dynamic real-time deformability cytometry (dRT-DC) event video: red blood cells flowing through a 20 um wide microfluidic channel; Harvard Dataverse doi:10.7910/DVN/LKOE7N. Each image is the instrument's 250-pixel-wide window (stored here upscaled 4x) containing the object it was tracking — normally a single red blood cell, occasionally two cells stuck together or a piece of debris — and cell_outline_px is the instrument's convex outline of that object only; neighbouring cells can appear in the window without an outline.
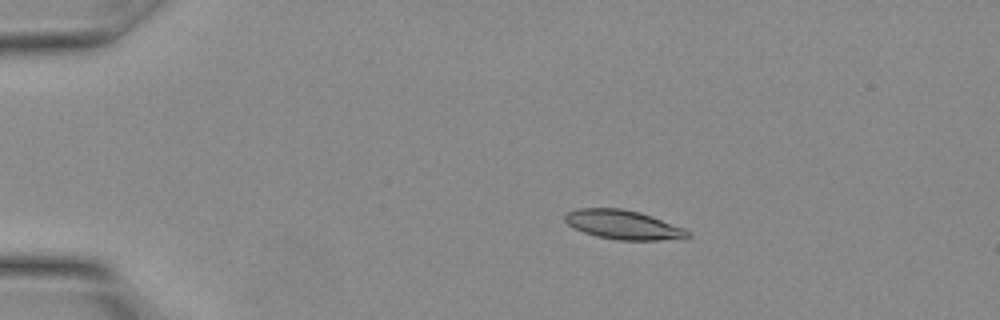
{"species": "Egyptian fruit bat (a non-hibernating species)", "species_latin": "Rousettus aegyptiacus", "temperature_condition": "warm", "stored_images_in_passage": 16, "camera_frame_rate_fps": 3000, "um_per_image_px": 0.085, "animal": {"sex": "female"}, "frame": {"image": 1, "passage_image": 7, "time_ms": 2.0, "image_size_px": [1000, 320], "cell_outline_px": [[692, 236], [684, 240], [616, 240], [596, 236], [584, 232], [568, 224], [564, 220], [564, 212], [576, 208], [620, 208], [640, 212], [652, 216], [684, 228]], "centroid_in_image_um": [53.0, 19.11], "position_along_channel_um": 32.0, "area_um2": 21.15}}
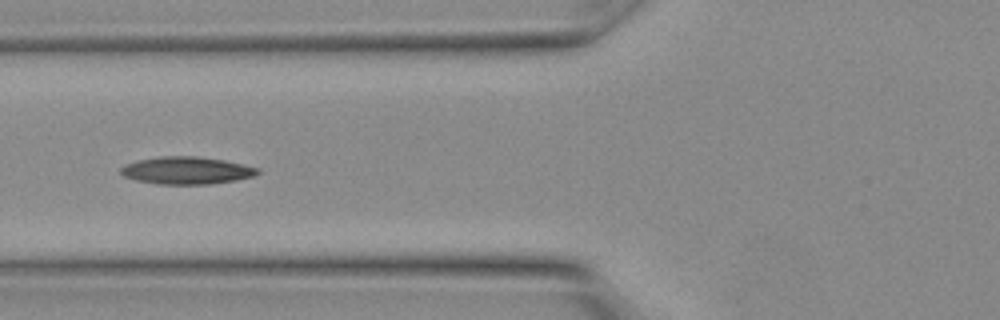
{"frame": {"image": 2, "passage_image": 13, "time_ms": 4.0, "image_size_px": [1000, 320], "cell_outline_px": [[260, 172], [252, 176], [236, 180], [208, 184], [156, 184], [136, 180], [124, 176], [120, 172], [120, 168], [124, 164], [136, 160], [160, 156], [196, 156], [224, 160], [244, 164], [260, 168]], "centroid_in_image_um": [15.84, 14.48], "position_along_channel_um": 110.0, "area_um2": 21.96}}
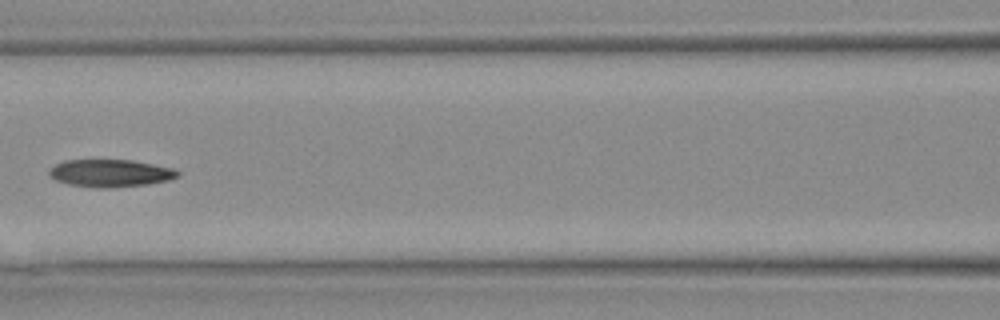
{"frame": {"image": 3, "passage_image": 15, "time_ms": 4.667, "image_size_px": [1000, 320], "cell_outline_px": [[180, 176], [168, 180], [148, 184], [108, 188], [96, 188], [68, 184], [56, 180], [48, 176], [48, 168], [64, 160], [132, 160], [172, 168], [180, 172]], "centroid_in_image_um": [9.34, 14.72], "position_along_channel_um": 157.3, "area_um2": 20.69}}